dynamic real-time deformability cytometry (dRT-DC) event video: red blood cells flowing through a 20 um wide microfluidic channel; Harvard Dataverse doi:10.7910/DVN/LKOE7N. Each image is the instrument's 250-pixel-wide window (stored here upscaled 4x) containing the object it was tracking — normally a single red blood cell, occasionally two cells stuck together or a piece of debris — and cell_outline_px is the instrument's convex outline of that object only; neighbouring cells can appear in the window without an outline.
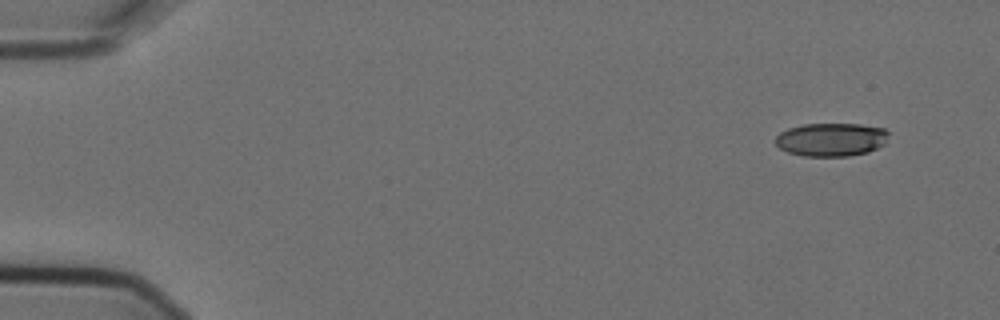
{"species": "Egyptian fruit bat (a non-hibernating species)", "species_latin": "Rousettus aegyptiacus", "temperature_condition": "cold", "stored_images_in_passage": 10, "camera_frame_rate_fps": 3000, "um_per_image_px": 0.085, "animal": {"sex": "female"}, "frame": {"image": 1, "passage_image": 1, "time_ms": 0.0, "image_size_px": [1000, 320], "cell_outline_px": [[888, 132], [884, 144], [868, 152], [848, 156], [804, 156], [788, 152], [780, 148], [776, 144], [776, 136], [780, 132], [788, 128], [804, 124], [860, 124], [884, 128]], "centroid_in_image_um": [70.64, 11.86], "position_along_channel_um": 14.4, "area_um2": 21.91}}
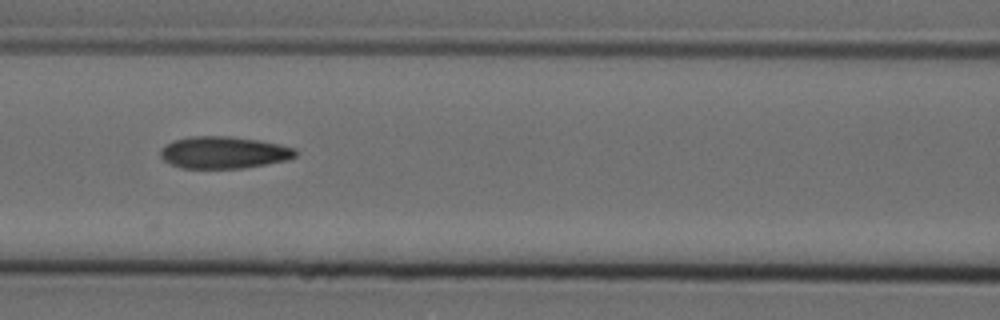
{"frame": {"image": 2, "passage_image": 6, "time_ms": 1.667, "image_size_px": [1000, 320], "cell_outline_px": [[300, 152], [296, 156], [288, 160], [244, 168], [180, 168], [164, 160], [160, 156], [160, 148], [164, 144], [172, 140], [192, 136], [232, 136], [260, 140], [280, 144], [296, 148]], "centroid_in_image_um": [19.04, 12.95], "position_along_channel_um": 147.6, "area_um2": 25.61}}
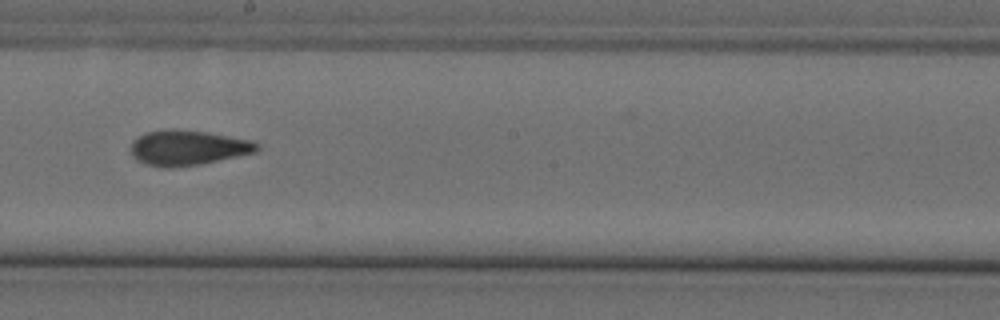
{"frame": {"image": 3, "passage_image": 8, "time_ms": 2.333, "image_size_px": [1000, 320], "cell_outline_px": [[260, 148], [256, 152], [200, 164], [172, 168], [164, 168], [144, 164], [136, 160], [132, 156], [132, 140], [144, 132], [172, 128], [176, 128], [208, 132], [252, 140], [260, 144]], "centroid_in_image_um": [15.95, 12.55], "position_along_channel_um": 232.2, "area_um2": 26.18}}